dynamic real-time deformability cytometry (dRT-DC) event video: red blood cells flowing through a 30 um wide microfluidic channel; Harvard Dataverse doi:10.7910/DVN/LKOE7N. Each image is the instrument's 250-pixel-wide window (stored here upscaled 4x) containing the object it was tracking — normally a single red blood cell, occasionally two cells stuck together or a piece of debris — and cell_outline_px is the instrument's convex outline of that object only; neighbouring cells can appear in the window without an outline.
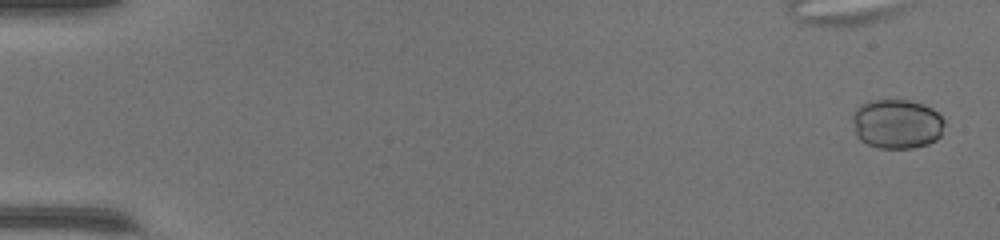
{"species": "common noctule bat (a hibernating species)", "species_latin": "Nyctalus noctula", "temperature_condition": "warm", "stored_images_in_passage": 17, "camera_frame_rate_fps": 3000, "um_per_image_px": 0.085, "animal": {"sex": "female", "body_mass_g": 17.0, "forearm_length_mm": 48.0}, "frame": {"image": 1, "passage_image": 1, "time_ms": 0.0, "image_size_px": [1000, 240], "cell_outline_px": [[944, 124], [940, 136], [936, 140], [928, 144], [912, 148], [880, 148], [868, 144], [860, 140], [856, 136], [852, 120], [852, 112], [860, 104], [868, 100], [896, 96], [932, 108], [944, 120]], "centroid_in_image_um": [76.18, 10.48], "position_along_channel_um": 8.8, "area_um2": 27.22}}